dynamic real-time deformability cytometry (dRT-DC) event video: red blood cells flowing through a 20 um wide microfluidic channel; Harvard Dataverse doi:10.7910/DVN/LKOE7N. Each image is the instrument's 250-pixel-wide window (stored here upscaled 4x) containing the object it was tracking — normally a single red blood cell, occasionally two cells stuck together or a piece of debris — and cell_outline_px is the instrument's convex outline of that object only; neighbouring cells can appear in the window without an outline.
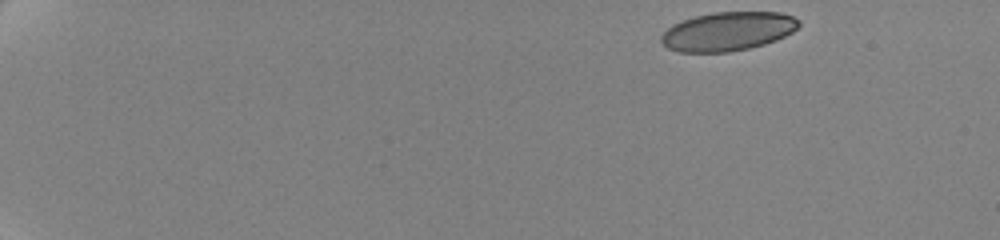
{"species": "human", "species_latin": "Homo sapiens", "temperature_condition": "cold", "stored_images_in_passage": 23, "camera_frame_rate_fps": 3000, "um_per_image_px": 0.085, "donor": {"sex": "female"}, "frame": {"image": 1, "passage_image": 1, "time_ms": 0.0, "image_size_px": [1000, 240], "cell_outline_px": [[800, 24], [792, 32], [776, 40], [764, 44], [748, 48], [728, 52], [680, 52], [668, 48], [660, 40], [660, 36], [672, 24], [696, 16], [712, 12], [780, 12], [792, 16], [800, 20]], "centroid_in_image_um": [61.86, 2.66], "position_along_channel_um": 23.1, "area_um2": 31.04}}
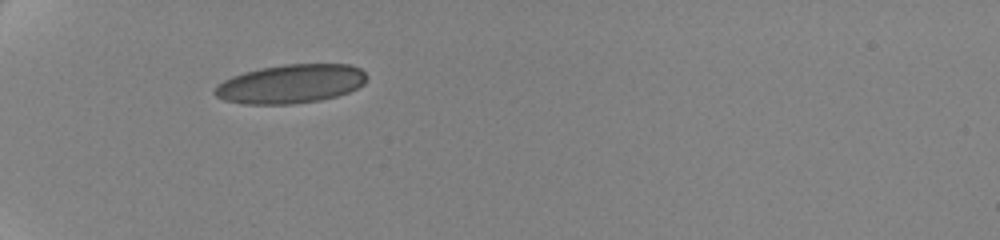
{"frame": {"image": 2, "passage_image": 22, "time_ms": 4.667, "image_size_px": [1000, 240], "cell_outline_px": [[368, 76], [364, 84], [348, 92], [336, 96], [320, 100], [292, 104], [244, 104], [224, 100], [216, 96], [212, 92], [216, 84], [232, 76], [244, 72], [260, 68], [284, 64], [348, 64], [360, 68]], "centroid_in_image_um": [24.69, 7.12], "position_along_channel_um": 60.3, "area_um2": 34.56}}